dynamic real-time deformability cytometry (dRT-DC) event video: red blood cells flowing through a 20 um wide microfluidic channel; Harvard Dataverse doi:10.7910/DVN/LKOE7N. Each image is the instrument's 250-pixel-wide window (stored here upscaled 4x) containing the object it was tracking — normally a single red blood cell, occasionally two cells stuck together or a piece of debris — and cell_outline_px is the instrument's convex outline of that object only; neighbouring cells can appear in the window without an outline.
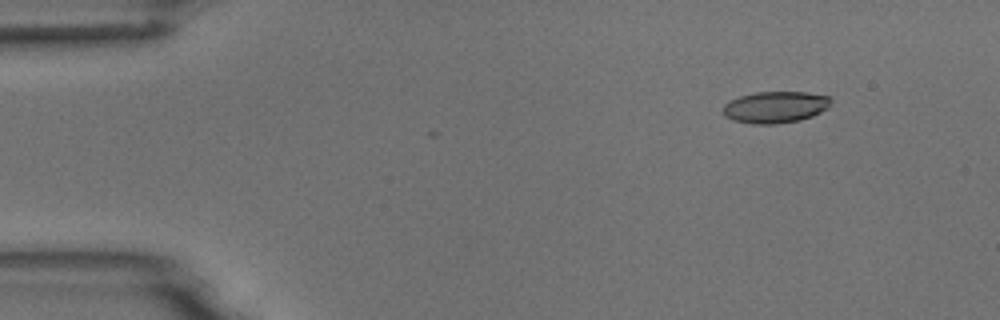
{"species": "common noctule bat (a hibernating species)", "species_latin": "Nyctalus noctula", "temperature_condition": "room temperature", "stored_images_in_passage": 4, "camera_frame_rate_fps": 3000, "um_per_image_px": 0.085, "animal": {"sex": "male", "body_mass_g": 18.8}, "frame": {"image": 1, "passage_image": 1, "time_ms": 0.0, "image_size_px": [1000, 320], "cell_outline_px": [[832, 100], [828, 108], [812, 116], [800, 120], [776, 124], [752, 124], [736, 120], [724, 116], [724, 104], [728, 100], [740, 96], [756, 92], [808, 92], [828, 96]], "centroid_in_image_um": [65.91, 9.1], "position_along_channel_um": 19.1, "area_um2": 19.88}}
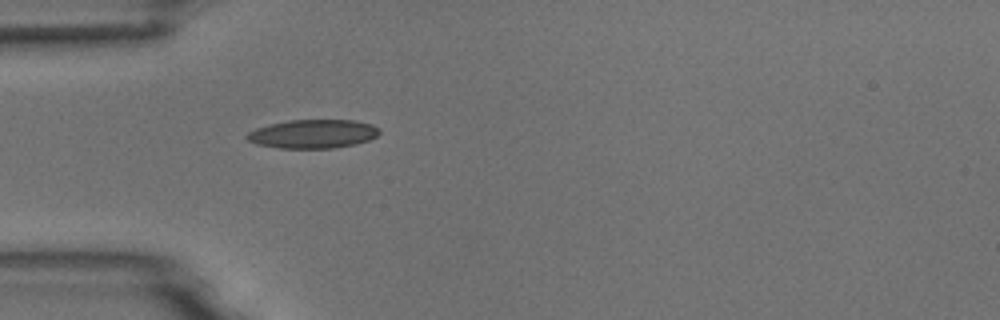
{"frame": {"image": 2, "passage_image": 4, "time_ms": 3.333, "image_size_px": [1000, 320], "cell_outline_px": [[380, 132], [376, 136], [368, 140], [356, 144], [332, 148], [280, 148], [256, 144], [248, 140], [244, 136], [248, 132], [256, 128], [288, 120], [356, 120], [372, 124], [380, 128]], "centroid_in_image_um": [26.62, 11.38], "position_along_channel_um": 58.4, "area_um2": 22.2}}